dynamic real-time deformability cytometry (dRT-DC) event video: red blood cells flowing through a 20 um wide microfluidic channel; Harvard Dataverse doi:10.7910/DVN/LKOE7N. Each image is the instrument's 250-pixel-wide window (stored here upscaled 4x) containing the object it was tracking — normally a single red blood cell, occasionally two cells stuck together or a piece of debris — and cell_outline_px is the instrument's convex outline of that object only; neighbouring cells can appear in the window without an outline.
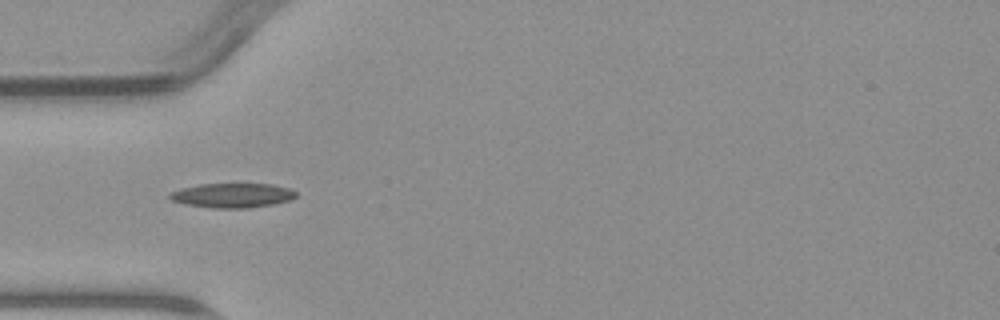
{"species": "common noctule bat (a hibernating species)", "species_latin": "Nyctalus noctula", "temperature_condition": "warm", "stored_images_in_passage": 5, "camera_frame_rate_fps": 3000, "um_per_image_px": 0.085, "animal": {"sex": "male", "body_mass_g": 23.1, "forearm_length_mm": 52.7}, "frame": {"image": 1, "passage_image": 4, "time_ms": 3.333, "image_size_px": [1000, 320], "cell_outline_px": [[296, 196], [288, 200], [272, 204], [248, 208], [212, 208], [184, 204], [172, 200], [168, 196], [172, 192], [180, 188], [200, 184], [272, 184], [288, 188], [296, 192]], "centroid_in_image_um": [19.72, 16.61], "position_along_channel_um": 65.3, "area_um2": 17.86}}
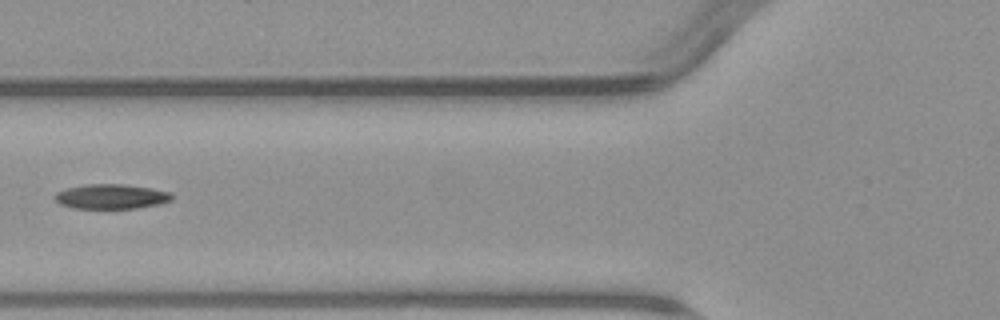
{"frame": {"image": 2, "passage_image": 5, "time_ms": 4.667, "image_size_px": [1000, 320], "cell_outline_px": [[172, 200], [160, 204], [136, 208], [72, 208], [60, 204], [52, 196], [56, 192], [64, 188], [88, 184], [124, 184], [152, 188], [172, 192]], "centroid_in_image_um": [9.44, 16.7], "position_along_channel_um": 116.4, "area_um2": 17.05}}